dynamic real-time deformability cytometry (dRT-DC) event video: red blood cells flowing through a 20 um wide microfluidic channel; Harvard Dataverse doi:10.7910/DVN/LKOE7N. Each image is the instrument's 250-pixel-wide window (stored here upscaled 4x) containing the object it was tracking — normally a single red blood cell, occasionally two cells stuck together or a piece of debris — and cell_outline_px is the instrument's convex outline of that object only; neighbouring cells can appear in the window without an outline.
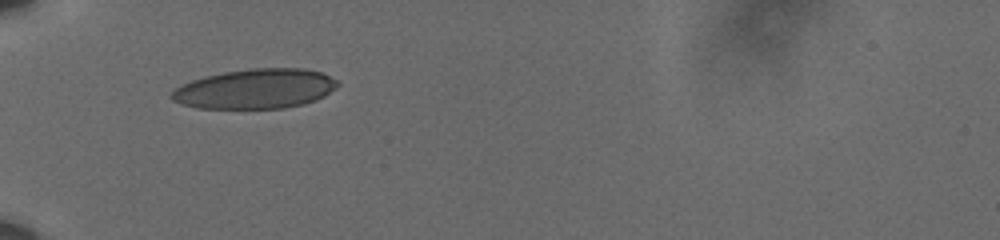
{"species": "human", "species_latin": "Homo sapiens", "temperature_condition": "cold", "stored_images_in_passage": 39, "camera_frame_rate_fps": 3000, "um_per_image_px": 0.085, "donor": {"sex": "male"}, "frame": {"image": 1, "passage_image": 1, "time_ms": 0.0, "image_size_px": [1000, 240], "cell_outline_px": [[340, 84], [336, 88], [324, 96], [316, 100], [304, 104], [284, 108], [200, 108], [184, 104], [172, 100], [168, 96], [176, 88], [192, 80], [224, 72], [248, 68], [304, 68], [320, 72], [336, 80]], "centroid_in_image_um": [21.73, 7.55], "position_along_channel_um": 63.3, "area_um2": 38.26}}
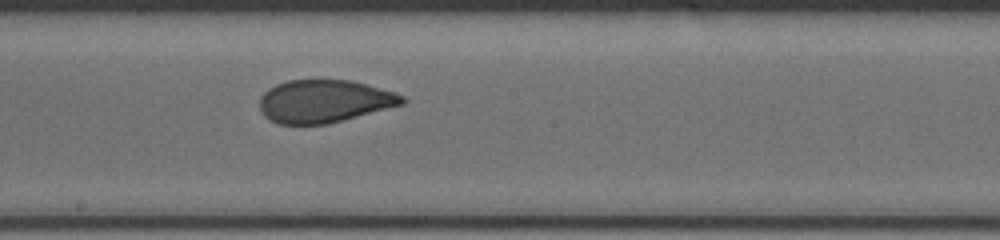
{"frame": {"image": 2, "passage_image": 15, "time_ms": 4.667, "image_size_px": [1000, 240], "cell_outline_px": [[408, 100], [404, 104], [328, 124], [276, 124], [268, 120], [264, 116], [260, 108], [260, 96], [268, 88], [276, 84], [288, 80], [316, 76], [320, 76], [352, 80], [396, 92], [404, 96]], "centroid_in_image_um": [27.55, 8.55], "position_along_channel_um": 220.6, "area_um2": 36.82}}
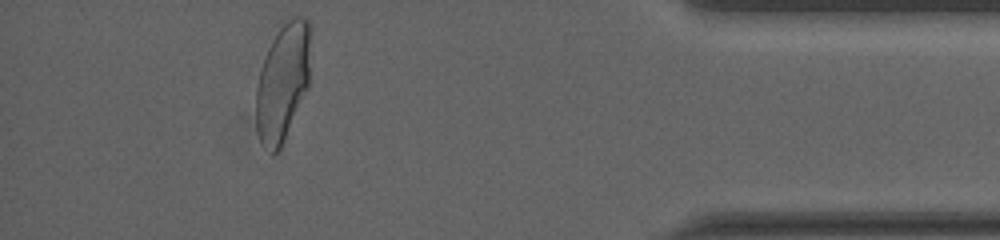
{"frame": {"image": 3, "passage_image": 34, "time_ms": 11.0, "image_size_px": [1000, 240], "cell_outline_px": [[308, 88], [280, 148], [276, 152], [272, 152], [260, 140], [256, 128], [256, 88], [260, 72], [268, 48], [272, 40], [280, 28], [288, 20], [296, 16], [304, 16], [308, 20]], "centroid_in_image_um": [24.01, 7.0], "position_along_channel_um": 411.2, "area_um2": 36.24}, "authors_computed_cell_mechanics": {"area_um2": 37.1654, "velocity_mm_per_s": 3.6003, "shape_relaxation_time_tau1_ms": 4.5158, "shape_relaxation_time_tau2_ms": 0.9139, "deformation_change_tau1": 0.1589, "deformation_change_tau2": 0.0638}}